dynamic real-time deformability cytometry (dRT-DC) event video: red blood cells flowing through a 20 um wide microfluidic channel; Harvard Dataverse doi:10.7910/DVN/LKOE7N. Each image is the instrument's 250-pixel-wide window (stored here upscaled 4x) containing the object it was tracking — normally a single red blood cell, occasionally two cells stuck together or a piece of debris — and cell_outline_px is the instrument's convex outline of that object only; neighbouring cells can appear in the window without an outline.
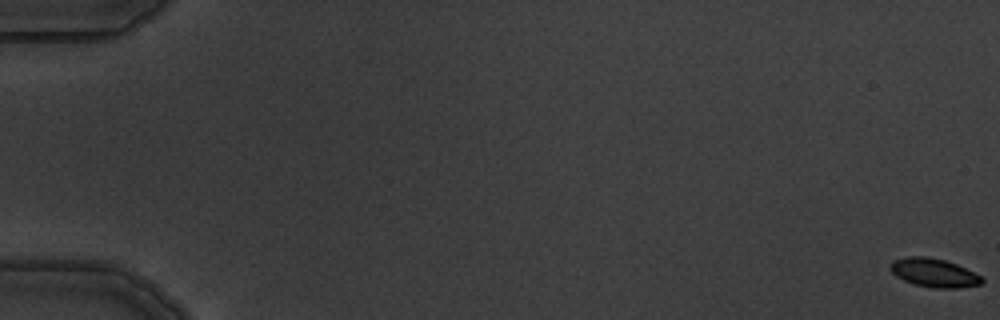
{"species": "common noctule bat (a hibernating species)", "species_latin": "Nyctalus noctula", "temperature_condition": "warm", "stored_images_in_passage": 6, "camera_frame_rate_fps": 3000, "um_per_image_px": 0.085, "animal": {"sex": "male", "body_mass_g": 19.5, "forearm_length_mm": 54.6}, "frame": {"image": 1, "passage_image": 1, "time_ms": 0.0, "image_size_px": [1000, 320], "cell_outline_px": [[984, 280], [980, 284], [956, 288], [936, 288], [916, 284], [904, 280], [896, 276], [888, 268], [888, 264], [892, 260], [908, 256], [924, 256], [944, 260], [956, 264], [980, 276]], "centroid_in_image_um": [79.32, 23.17], "position_along_channel_um": 5.7, "area_um2": 15.09}}
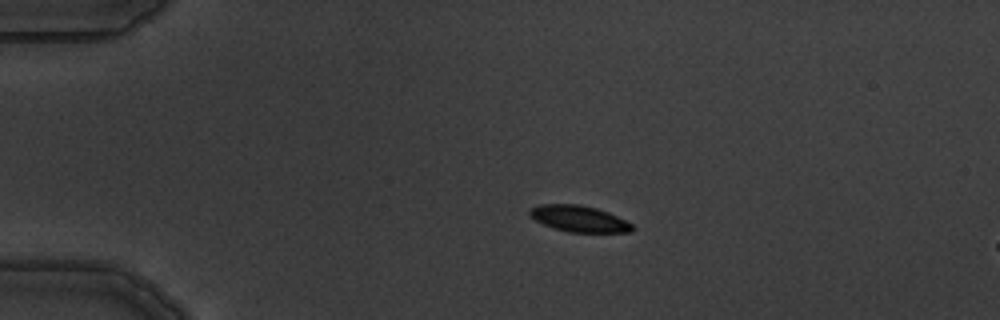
{"frame": {"image": 2, "passage_image": 4, "time_ms": 4.333, "image_size_px": [1000, 320], "cell_outline_px": [[636, 228], [632, 232], [568, 232], [552, 228], [528, 216], [528, 212], [532, 208], [540, 204], [580, 204], [596, 208], [608, 212], [632, 224]], "centroid_in_image_um": [49.21, 18.59], "position_along_channel_um": 35.8, "area_um2": 15.72}}